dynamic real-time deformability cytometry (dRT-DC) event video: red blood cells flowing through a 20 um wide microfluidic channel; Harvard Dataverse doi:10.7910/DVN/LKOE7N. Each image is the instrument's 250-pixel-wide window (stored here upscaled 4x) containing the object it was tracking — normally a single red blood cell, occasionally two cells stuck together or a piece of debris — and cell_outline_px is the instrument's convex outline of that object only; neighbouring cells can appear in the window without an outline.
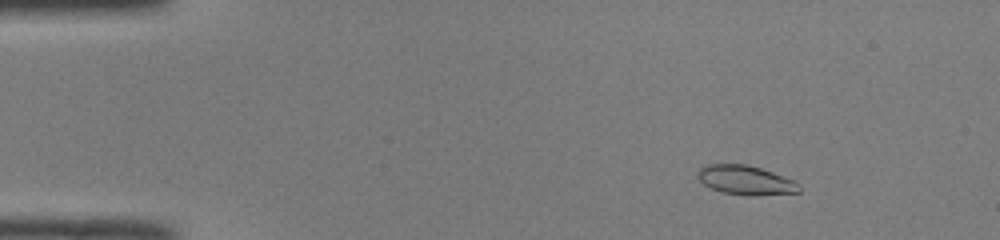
{"species": "common noctule bat (a hibernating species)", "species_latin": "Nyctalus noctula", "temperature_condition": "room temperature", "stored_images_in_passage": 49, "camera_frame_rate_fps": 3000, "um_per_image_px": 0.085, "animal": {"sex": "male", "body_mass_g": 19.0, "forearm_length_mm": 50.8}, "frame": {"image": 1, "passage_image": 6, "time_ms": 1.667, "image_size_px": [1000, 240], "cell_outline_px": [[800, 192], [756, 196], [748, 196], [724, 192], [712, 188], [704, 184], [696, 176], [696, 172], [704, 164], [744, 164], [760, 168], [796, 180], [800, 184]], "centroid_in_image_um": [63.4, 15.31], "position_along_channel_um": 21.6, "area_um2": 17.46}}
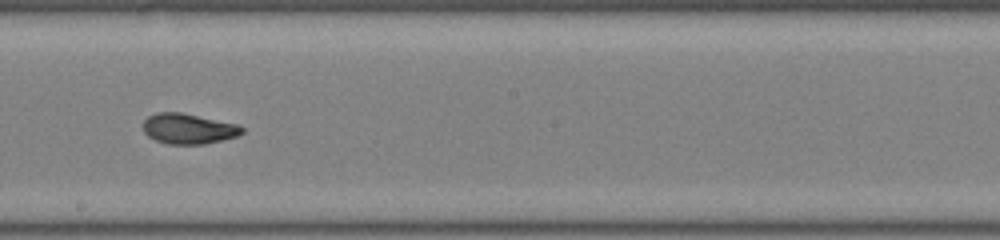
{"frame": {"image": 2, "passage_image": 28, "time_ms": 9.0, "image_size_px": [1000, 240], "cell_outline_px": [[244, 132], [236, 136], [204, 144], [168, 144], [156, 140], [148, 136], [144, 132], [144, 120], [148, 116], [156, 112], [180, 112], [236, 124], [244, 128]], "centroid_in_image_um": [15.99, 10.94], "position_along_channel_um": 232.2, "area_um2": 17.28}}
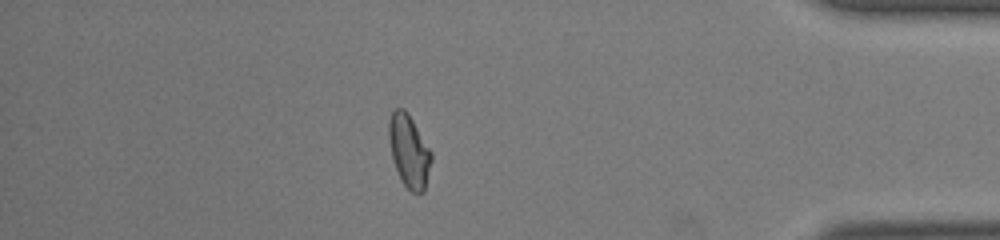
{"frame": {"image": 3, "passage_image": 43, "time_ms": 14.0, "image_size_px": [1000, 240], "cell_outline_px": [[432, 160], [424, 192], [412, 192], [400, 180], [392, 156], [388, 140], [388, 124], [392, 112], [396, 108], [404, 108], [408, 112], [432, 152]], "centroid_in_image_um": [34.77, 12.82], "position_along_channel_um": 400.4, "area_um2": 18.03}, "authors_computed_cell_mechanics": {"area_um2": 17.6868, "velocity_mm_per_s": 4.072, "shape_relaxation_time_tau1_ms": 3.1772, "shape_relaxation_time_tau2_ms": 1.3751, "deformation_change_tau1": 0.153, "deformation_change_tau2": 0.0599}}